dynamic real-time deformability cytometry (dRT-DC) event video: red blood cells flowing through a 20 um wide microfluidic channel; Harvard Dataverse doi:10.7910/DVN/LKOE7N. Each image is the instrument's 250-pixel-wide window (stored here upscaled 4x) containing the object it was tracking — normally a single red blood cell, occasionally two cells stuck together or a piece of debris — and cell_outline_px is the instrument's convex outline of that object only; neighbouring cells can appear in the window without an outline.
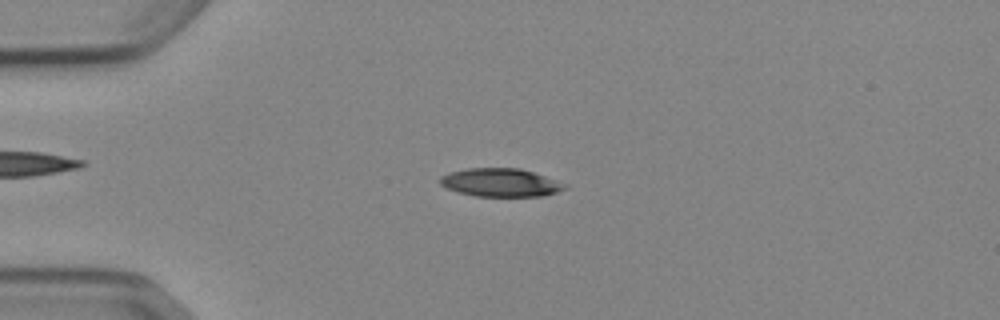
{"species": "Egyptian fruit bat (a non-hibernating species)", "species_latin": "Rousettus aegyptiacus", "temperature_condition": "cold", "stored_images_in_passage": 52, "camera_frame_rate_fps": 3000, "um_per_image_px": 0.085, "animal": {"sex": "female"}, "frame": {"image": 1, "passage_image": 13, "time_ms": 4.0, "image_size_px": [1000, 320], "cell_outline_px": [[568, 188], [544, 196], [476, 196], [460, 192], [448, 188], [440, 184], [440, 176], [448, 172], [468, 168], [520, 168], [568, 184]], "centroid_in_image_um": [42.56, 15.51], "position_along_channel_um": 42.4, "area_um2": 20.46}}
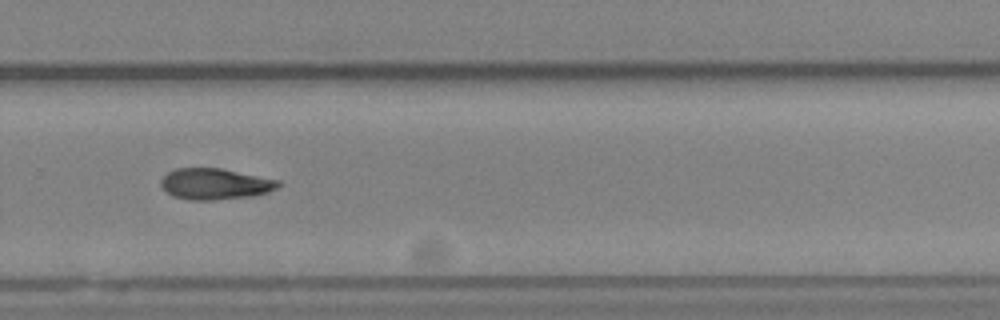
{"frame": {"image": 2, "passage_image": 36, "time_ms": 11.667, "image_size_px": [1000, 320], "cell_outline_px": [[280, 184], [276, 188], [268, 192], [252, 196], [212, 200], [188, 200], [172, 196], [164, 192], [160, 184], [160, 180], [168, 172], [176, 168], [220, 168], [280, 180]], "centroid_in_image_um": [18.24, 15.64], "position_along_channel_um": 311.6, "area_um2": 21.39}}
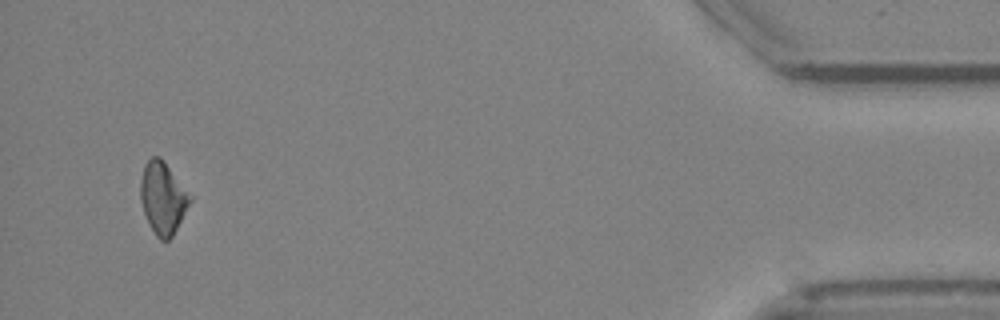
{"frame": {"image": 3, "passage_image": 50, "time_ms": 16.333, "image_size_px": [1000, 320], "cell_outline_px": [[192, 200], [172, 236], [168, 240], [160, 240], [156, 236], [148, 224], [140, 200], [140, 180], [144, 164], [152, 156], [160, 156], [164, 160], [192, 196]], "centroid_in_image_um": [13.83, 16.8], "position_along_channel_um": 421.4, "area_um2": 20.87}, "authors_computed_cell_mechanics": {"area_um2": 20.8369, "velocity_mm_per_s": 3.8867, "shape_relaxation_time_tau1_ms": 5.1471, "shape_relaxation_time_tau2_ms": null, "deformation_change_tau1": 0.1188, "deformation_change_tau2": null}}